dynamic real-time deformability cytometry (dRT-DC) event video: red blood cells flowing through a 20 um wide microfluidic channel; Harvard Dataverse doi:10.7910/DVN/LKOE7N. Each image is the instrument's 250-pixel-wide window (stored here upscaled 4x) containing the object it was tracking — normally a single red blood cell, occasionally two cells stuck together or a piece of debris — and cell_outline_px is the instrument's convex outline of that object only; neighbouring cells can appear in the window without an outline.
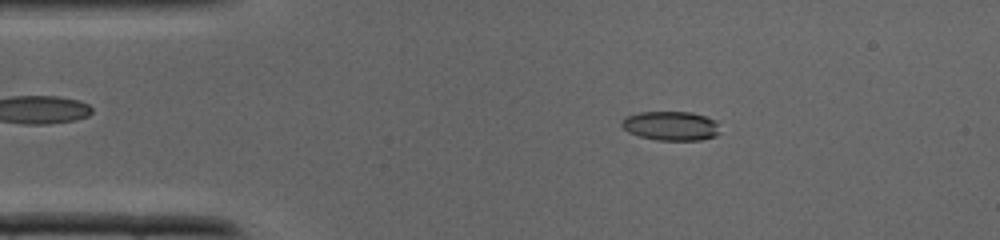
{"species": "common noctule bat (a hibernating species)", "species_latin": "Nyctalus noctula", "temperature_condition": "cold", "stored_images_in_passage": 36, "camera_frame_rate_fps": 3000, "um_per_image_px": 0.085, "animal": {"sex": "male", "body_mass_g": 19.0, "forearm_length_mm": 50.8}, "frame": {"image": 1, "passage_image": 5, "time_ms": 1.333, "image_size_px": [1000, 240], "cell_outline_px": [[720, 132], [716, 136], [700, 140], [656, 140], [640, 136], [628, 132], [620, 124], [620, 120], [628, 116], [640, 112], [692, 112], [716, 120]], "centroid_in_image_um": [57.03, 10.7], "position_along_channel_um": 28.0, "area_um2": 16.76}}
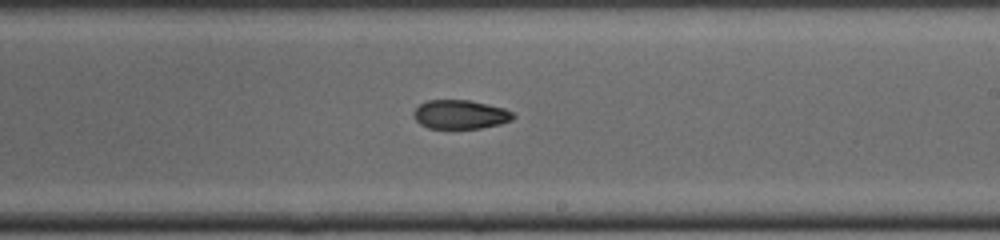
{"frame": {"image": 2, "passage_image": 20, "time_ms": 6.333, "image_size_px": [1000, 240], "cell_outline_px": [[516, 116], [512, 120], [500, 124], [480, 128], [428, 128], [420, 124], [416, 120], [412, 112], [420, 104], [428, 100], [468, 100], [504, 108], [512, 112]], "centroid_in_image_um": [39.12, 9.73], "position_along_channel_um": 249.9, "area_um2": 16.7}}
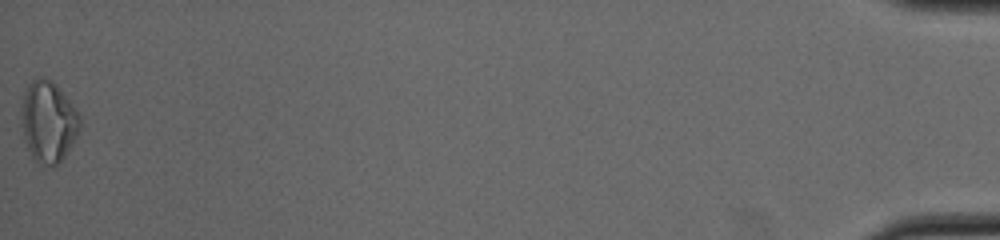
{"frame": {"image": 3, "passage_image": 36, "time_ms": 11.667, "image_size_px": [1000, 240], "cell_outline_px": [[80, 128], [72, 144], [64, 156], [52, 168], [40, 164], [32, 156], [24, 140], [20, 124], [20, 104], [24, 88], [36, 76], [44, 76], [52, 80], [60, 88], [72, 104], [80, 116]], "centroid_in_image_um": [4.05, 10.29], "position_along_channel_um": 431.1, "area_um2": 28.26}}